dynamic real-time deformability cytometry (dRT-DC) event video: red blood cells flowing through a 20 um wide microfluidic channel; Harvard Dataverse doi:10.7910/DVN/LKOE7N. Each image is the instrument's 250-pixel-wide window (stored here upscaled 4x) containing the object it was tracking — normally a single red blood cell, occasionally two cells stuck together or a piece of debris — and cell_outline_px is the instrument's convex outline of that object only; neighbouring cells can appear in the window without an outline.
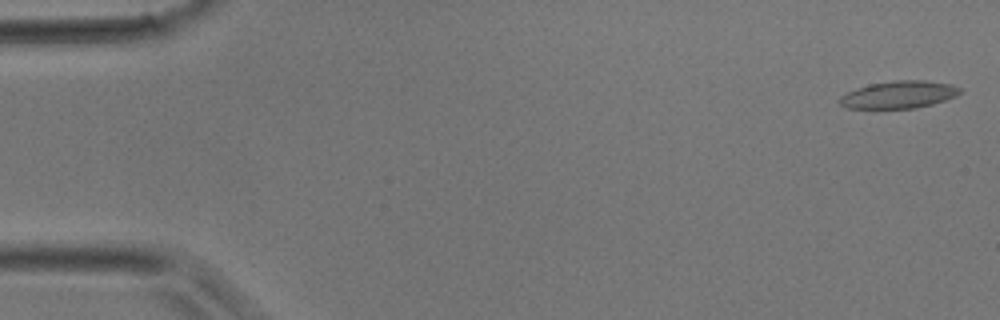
{"species": "common noctule bat (a hibernating species)", "species_latin": "Nyctalus noctula", "temperature_condition": "room temperature", "stored_images_in_passage": 41, "camera_frame_rate_fps": 3000, "um_per_image_px": 0.085, "animal": {"sex": "male", "body_mass_g": 17.9}, "frame": {"image": 1, "passage_image": 1, "time_ms": 0.0, "image_size_px": [1000, 320], "cell_outline_px": [[960, 92], [956, 96], [932, 104], [916, 108], [844, 108], [836, 100], [840, 96], [856, 88], [872, 84], [896, 80], [924, 80], [952, 84], [960, 88]], "centroid_in_image_um": [76.38, 8.05], "position_along_channel_um": 8.6, "area_um2": 19.13}}
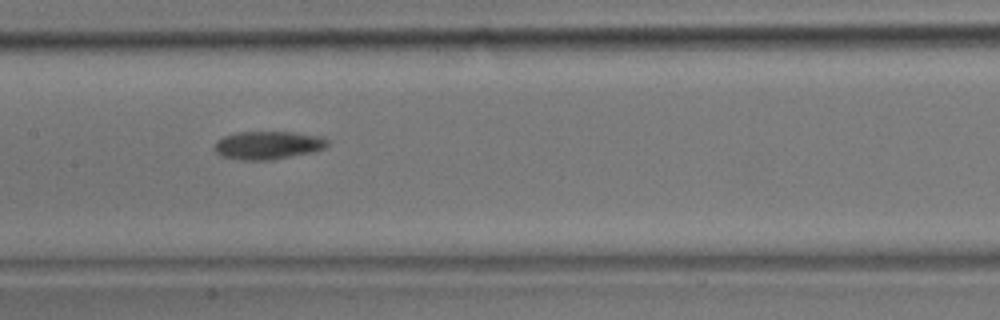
{"frame": {"image": 2, "passage_image": 20, "time_ms": 6.333, "image_size_px": [1000, 320], "cell_outline_px": [[328, 144], [324, 148], [312, 152], [272, 160], [244, 160], [220, 156], [212, 148], [216, 140], [224, 136], [236, 132], [292, 132], [320, 136], [328, 140]], "centroid_in_image_um": [22.73, 12.34], "position_along_channel_um": 184.7, "area_um2": 18.61}}
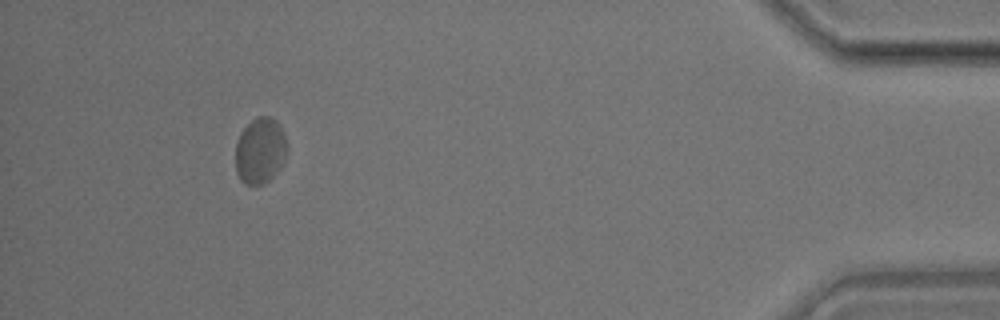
{"frame": {"image": 3, "passage_image": 38, "time_ms": 12.333, "image_size_px": [1000, 320], "cell_outline_px": [[288, 148], [284, 160], [276, 172], [264, 184], [244, 184], [240, 180], [236, 172], [236, 144], [240, 132], [252, 120], [260, 116], [268, 116], [276, 120], [284, 132]], "centroid_in_image_um": [22.11, 12.8], "position_along_channel_um": 413.1, "area_um2": 19.83}}